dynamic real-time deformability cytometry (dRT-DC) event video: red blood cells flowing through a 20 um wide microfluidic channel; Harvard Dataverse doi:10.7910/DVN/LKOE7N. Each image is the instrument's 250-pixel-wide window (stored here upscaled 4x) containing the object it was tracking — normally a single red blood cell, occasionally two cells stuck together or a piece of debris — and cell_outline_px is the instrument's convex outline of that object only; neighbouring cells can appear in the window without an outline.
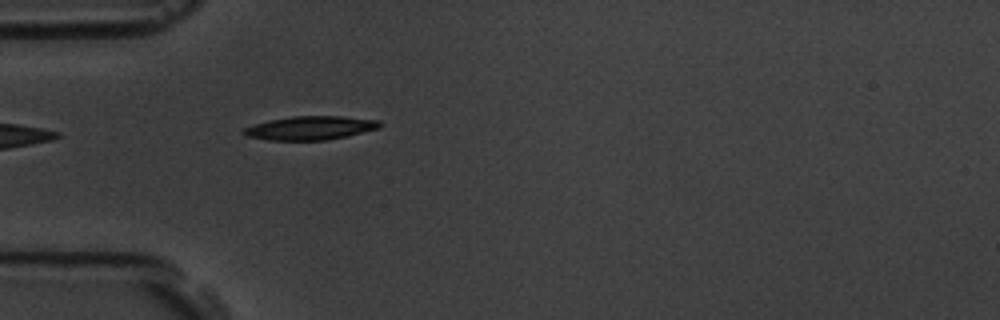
{"species": "common noctule bat (a hibernating species)", "species_latin": "Nyctalus noctula", "temperature_condition": "room temperature", "stored_images_in_passage": 2, "camera_frame_rate_fps": 3000, "um_per_image_px": 0.085, "animal": {"sex": "male", "body_mass_g": 19.5, "forearm_length_mm": 54.6}, "frame": {"image": 1, "passage_image": 2, "time_ms": 0.333, "image_size_px": [1000, 320], "cell_outline_px": [[380, 128], [348, 136], [324, 140], [268, 140], [244, 136], [240, 132], [244, 128], [268, 120], [292, 116], [340, 116], [380, 120]], "centroid_in_image_um": [26.35, 10.88], "position_along_channel_um": 58.6, "area_um2": 18.84}}